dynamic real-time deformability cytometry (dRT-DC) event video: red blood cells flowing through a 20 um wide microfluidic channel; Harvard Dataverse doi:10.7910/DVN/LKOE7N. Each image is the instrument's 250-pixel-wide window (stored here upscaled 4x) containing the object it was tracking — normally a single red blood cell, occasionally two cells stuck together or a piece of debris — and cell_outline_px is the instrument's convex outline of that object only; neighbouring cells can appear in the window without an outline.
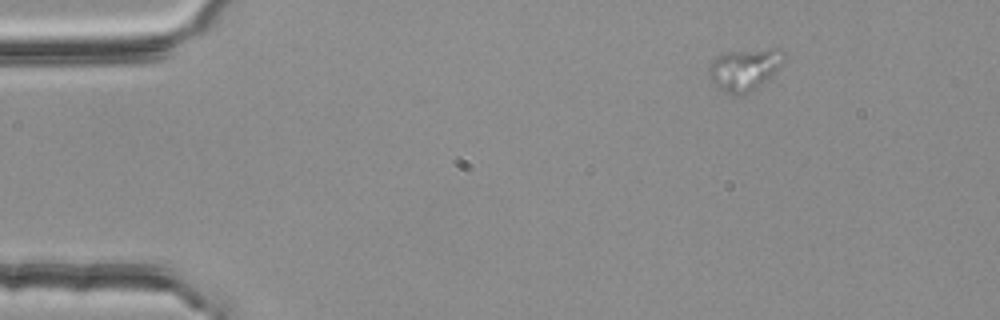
{"species": "common noctule bat (a hibernating species)", "species_latin": "Nyctalus noctula", "temperature_condition": "room temperature", "stored_images_in_passage": 48, "camera_frame_rate_fps": 3000, "um_per_image_px": 0.085, "animal": {"sex": "female", "body_mass_g": 25.1}, "frame": {"image": 1, "passage_image": 1, "time_ms": 0.0, "image_size_px": [1000, 320], "cell_outline_px": [[784, 64], [776, 72], [756, 88], [744, 96], [732, 96], [724, 92], [712, 84], [708, 80], [708, 64], [716, 56], [724, 52], [768, 48], [780, 48], [784, 52]], "centroid_in_image_um": [63.25, 5.91], "position_along_channel_um": 21.7, "area_um2": 19.13}}